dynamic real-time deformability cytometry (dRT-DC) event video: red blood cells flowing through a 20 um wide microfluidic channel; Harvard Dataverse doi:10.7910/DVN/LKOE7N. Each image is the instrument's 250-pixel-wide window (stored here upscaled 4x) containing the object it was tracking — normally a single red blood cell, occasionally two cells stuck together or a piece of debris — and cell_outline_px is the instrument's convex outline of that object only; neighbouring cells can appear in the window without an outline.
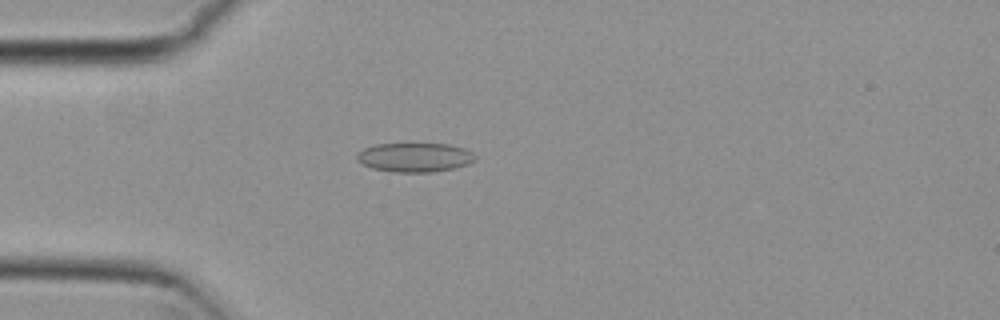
{"species": "common noctule bat (a hibernating species)", "species_latin": "Nyctalus noctula", "temperature_condition": "cold", "stored_images_in_passage": 54, "camera_frame_rate_fps": 3000, "um_per_image_px": 0.085, "animal": {"sex": "female", "body_mass_g": 29.2, "forearm_length_mm": 56.3}, "frame": {"image": 1, "passage_image": 15, "time_ms": 4.667, "image_size_px": [1000, 320], "cell_outline_px": [[476, 160], [468, 164], [452, 168], [432, 172], [392, 172], [372, 168], [356, 160], [356, 156], [364, 148], [376, 144], [448, 144], [464, 148], [472, 152], [476, 156]], "centroid_in_image_um": [35.27, 13.37], "position_along_channel_um": 49.7, "area_um2": 20.0}}
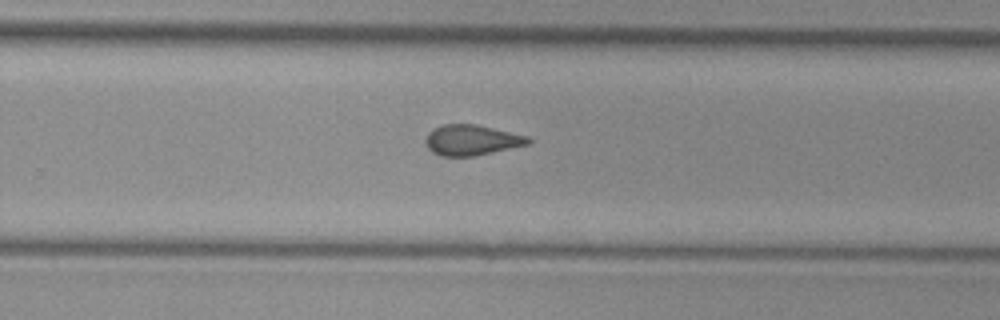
{"frame": {"image": 2, "passage_image": 35, "time_ms": 11.333, "image_size_px": [1000, 320], "cell_outline_px": [[532, 140], [528, 144], [476, 156], [440, 156], [432, 152], [428, 148], [424, 140], [428, 132], [432, 128], [444, 124], [476, 124], [528, 136]], "centroid_in_image_um": [40.05, 11.9], "position_along_channel_um": 289.7, "area_um2": 18.32}}
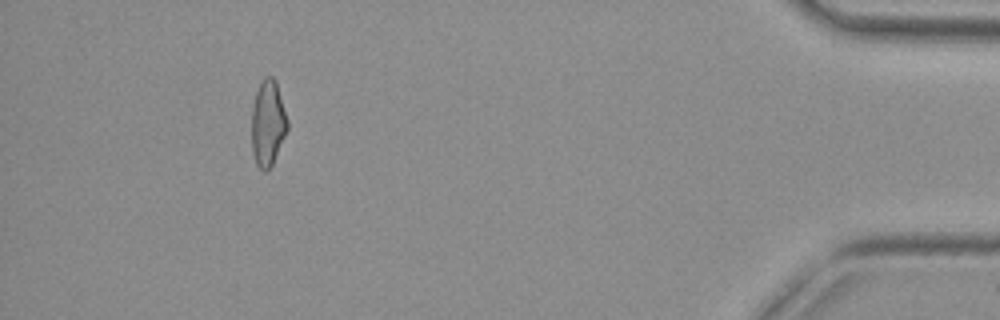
{"frame": {"image": 3, "passage_image": 50, "time_ms": 16.333, "image_size_px": [1000, 320], "cell_outline_px": [[288, 128], [272, 164], [264, 172], [256, 164], [252, 152], [252, 104], [256, 92], [264, 76], [272, 76], [276, 80], [288, 120]], "centroid_in_image_um": [22.76, 10.44], "position_along_channel_um": 412.4, "area_um2": 17.86}, "authors_computed_cell_mechanics": {"area_um2": 18.7561, "velocity_mm_per_s": 3.774, "shape_relaxation_time_tau1_ms": null, "shape_relaxation_time_tau2_ms": 2.1787, "deformation_change_tau1": null, "deformation_change_tau2": 0.0827}}